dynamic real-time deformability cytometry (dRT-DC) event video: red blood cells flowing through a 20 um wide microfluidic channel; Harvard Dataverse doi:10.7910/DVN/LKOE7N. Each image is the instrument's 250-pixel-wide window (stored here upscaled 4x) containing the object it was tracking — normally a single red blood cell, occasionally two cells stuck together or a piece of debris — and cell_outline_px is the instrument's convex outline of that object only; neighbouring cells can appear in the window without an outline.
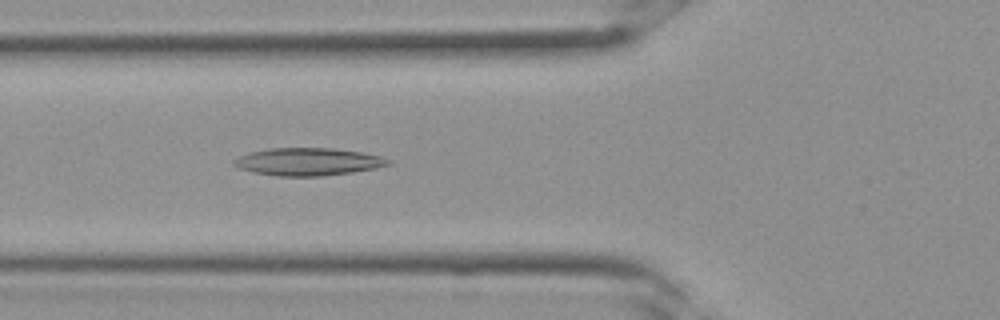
{"species": "Egyptian fruit bat (a non-hibernating species)", "species_latin": "Rousettus aegyptiacus", "temperature_condition": "room temperature", "stored_images_in_passage": 11, "camera_frame_rate_fps": 3000, "um_per_image_px": 0.085, "frame": {"image": 1, "passage_image": 11, "time_ms": 3.333, "image_size_px": [1000, 320], "cell_outline_px": [[392, 164], [376, 168], [352, 172], [320, 176], [276, 176], [252, 172], [240, 168], [232, 164], [232, 160], [248, 152], [268, 148], [332, 148], [360, 152], [380, 156], [392, 160]], "centroid_in_image_um": [26.17, 13.74], "position_along_channel_um": 99.6, "area_um2": 24.91}}